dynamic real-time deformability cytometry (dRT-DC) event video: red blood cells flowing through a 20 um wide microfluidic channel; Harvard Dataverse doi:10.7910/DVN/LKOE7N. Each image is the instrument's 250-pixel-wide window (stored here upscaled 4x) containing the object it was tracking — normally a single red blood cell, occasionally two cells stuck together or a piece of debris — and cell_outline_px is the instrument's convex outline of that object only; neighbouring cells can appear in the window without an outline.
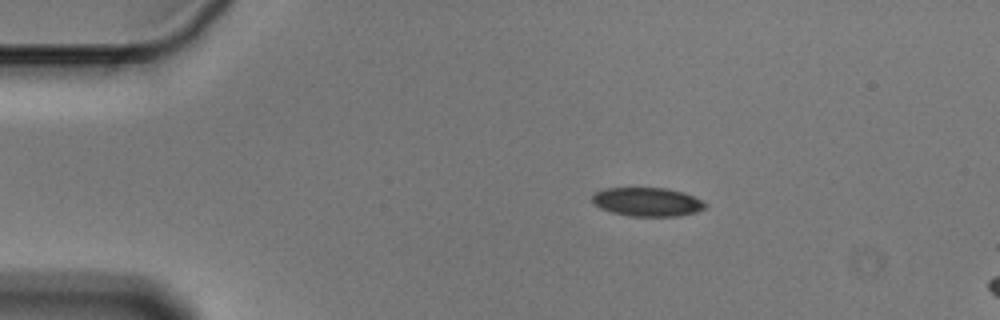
{"species": "Egyptian fruit bat (a non-hibernating species)", "species_latin": "Rousettus aegyptiacus", "temperature_condition": "cold", "stored_images_in_passage": 5, "camera_frame_rate_fps": 3000, "um_per_image_px": 0.085, "animal": {"sex": "male"}, "frame": {"image": 1, "passage_image": 2, "time_ms": 0.333, "image_size_px": [1000, 320], "cell_outline_px": [[708, 204], [704, 208], [696, 212], [680, 216], [628, 216], [612, 212], [600, 208], [592, 204], [592, 196], [596, 192], [604, 188], [668, 188], [684, 192], [704, 200]], "centroid_in_image_um": [55.04, 17.16], "position_along_channel_um": 30.0, "area_um2": 19.19}}
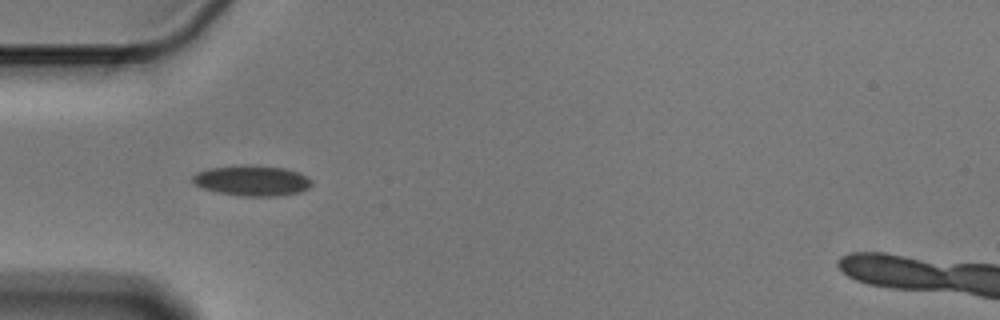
{"frame": {"image": 2, "passage_image": 4, "time_ms": 1.0, "image_size_px": [1000, 320], "cell_outline_px": [[312, 184], [308, 188], [300, 192], [276, 196], [240, 196], [220, 192], [204, 188], [196, 184], [192, 180], [192, 176], [196, 172], [208, 168], [240, 164], [244, 164], [284, 168], [296, 172], [312, 180]], "centroid_in_image_um": [21.4, 15.34], "position_along_channel_um": 63.6, "area_um2": 21.04}}
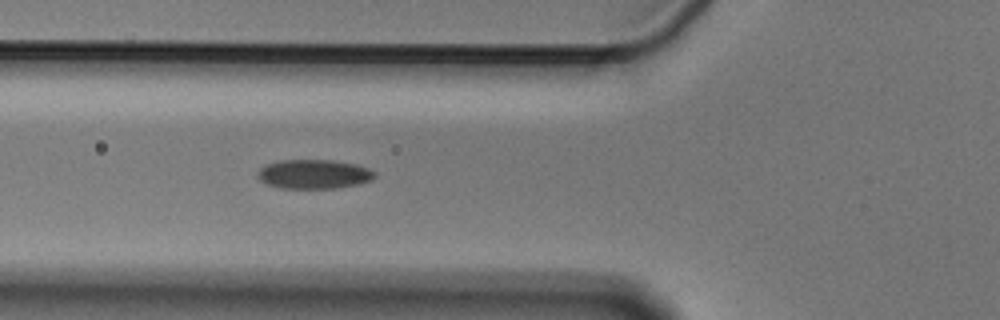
{"frame": {"image": 3, "passage_image": 5, "time_ms": 1.333, "image_size_px": [1000, 320], "cell_outline_px": [[376, 176], [372, 180], [356, 184], [332, 188], [284, 188], [268, 184], [260, 180], [256, 176], [260, 168], [268, 164], [280, 160], [332, 160], [356, 164], [368, 168], [376, 172]], "centroid_in_image_um": [26.69, 14.79], "position_along_channel_um": 99.1, "area_um2": 19.77}}